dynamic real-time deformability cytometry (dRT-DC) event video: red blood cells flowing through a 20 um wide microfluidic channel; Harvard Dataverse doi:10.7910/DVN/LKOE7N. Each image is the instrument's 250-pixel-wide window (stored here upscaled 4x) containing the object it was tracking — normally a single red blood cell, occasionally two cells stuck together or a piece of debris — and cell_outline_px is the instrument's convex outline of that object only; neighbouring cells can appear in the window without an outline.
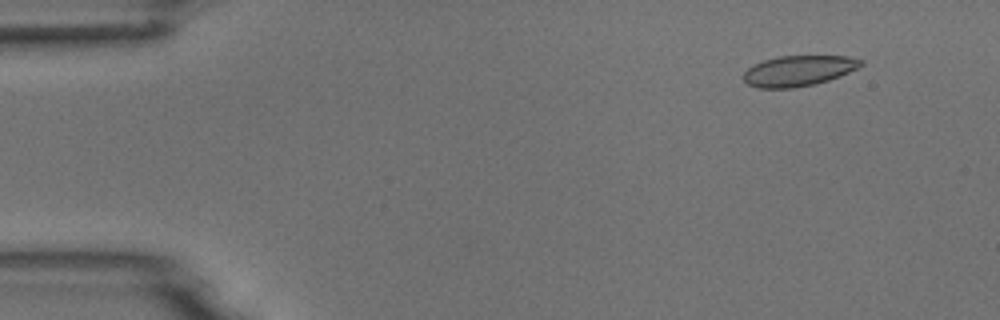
{"species": "common noctule bat (a hibernating species)", "species_latin": "Nyctalus noctula", "temperature_condition": "room temperature", "stored_images_in_passage": 5, "camera_frame_rate_fps": 3000, "um_per_image_px": 0.085, "animal": {"sex": "male", "body_mass_g": 18.8}, "frame": {"image": 1, "passage_image": 2, "time_ms": 0.333, "image_size_px": [1000, 320], "cell_outline_px": [[864, 64], [840, 76], [816, 84], [792, 88], [756, 88], [748, 84], [740, 76], [752, 64], [764, 60], [780, 56], [848, 56], [864, 60]], "centroid_in_image_um": [67.84, 6.02], "position_along_channel_um": 17.2, "area_um2": 21.04}}
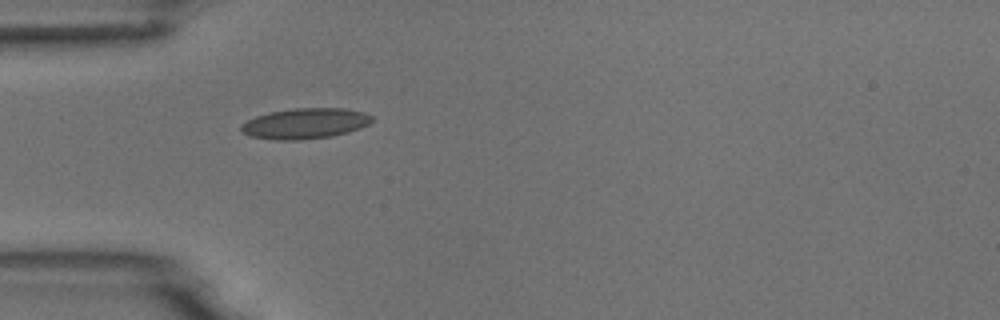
{"frame": {"image": 2, "passage_image": 5, "time_ms": 1.333, "image_size_px": [1000, 320], "cell_outline_px": [[372, 120], [368, 124], [360, 128], [348, 132], [332, 136], [300, 140], [276, 140], [248, 136], [240, 128], [240, 124], [256, 116], [268, 112], [296, 108], [344, 108], [364, 112], [372, 116]], "centroid_in_image_um": [25.92, 10.49], "position_along_channel_um": 59.1, "area_um2": 23.35}}